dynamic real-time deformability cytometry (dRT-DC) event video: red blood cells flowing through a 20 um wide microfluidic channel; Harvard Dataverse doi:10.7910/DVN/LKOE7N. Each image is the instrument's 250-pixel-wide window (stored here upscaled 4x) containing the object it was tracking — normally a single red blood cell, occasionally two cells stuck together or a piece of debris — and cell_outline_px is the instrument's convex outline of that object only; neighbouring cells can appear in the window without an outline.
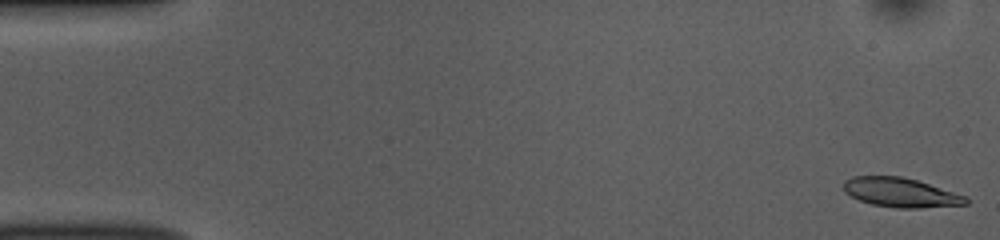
{"species": "common noctule bat (a hibernating species)", "species_latin": "Nyctalus noctula", "temperature_condition": "room temperature", "stored_images_in_passage": 52, "camera_frame_rate_fps": 3000, "um_per_image_px": 0.085, "animal": {"sex": "female", "body_mass_g": 10.0, "forearm_length_mm": 53.1}, "frame": {"image": 1, "passage_image": 1, "time_ms": 0.0, "image_size_px": [1000, 240], "cell_outline_px": [[968, 204], [920, 208], [896, 208], [872, 204], [860, 200], [844, 192], [844, 180], [852, 176], [900, 176], [916, 180], [968, 196]], "centroid_in_image_um": [76.57, 16.36], "position_along_channel_um": 8.4, "area_um2": 20.87}}
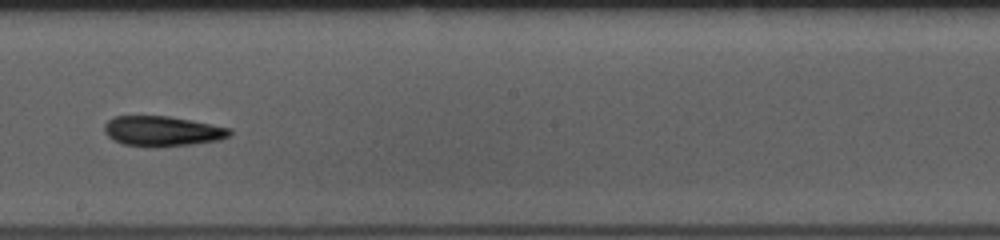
{"frame": {"image": 2, "passage_image": 29, "time_ms": 9.333, "image_size_px": [1000, 240], "cell_outline_px": [[232, 132], [228, 136], [220, 140], [192, 144], [160, 148], [152, 148], [124, 144], [112, 140], [104, 132], [104, 124], [112, 116], [168, 116], [232, 128]], "centroid_in_image_um": [13.77, 11.16], "position_along_channel_um": 234.4, "area_um2": 22.31}}
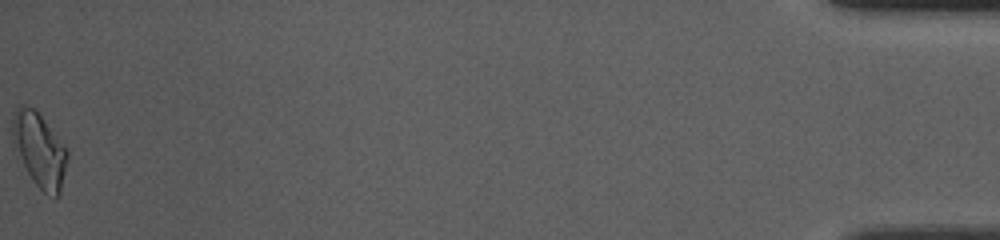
{"frame": {"image": 3, "passage_image": 52, "time_ms": 17.0, "image_size_px": [1000, 240], "cell_outline_px": [[68, 160], [60, 196], [48, 196], [32, 180], [24, 164], [12, 136], [12, 112], [20, 104], [24, 104], [36, 108], [68, 148]], "centroid_in_image_um": [3.4, 12.69], "position_along_channel_um": 431.8, "area_um2": 23.93}, "authors_computed_cell_mechanics": {"area_um2": 21.6172, "velocity_mm_per_s": 3.8546, "shape_relaxation_time_tau1_ms": 9.6727, "shape_relaxation_time_tau2_ms": null, "deformation_change_tau1": 0.2314, "deformation_change_tau2": null}}